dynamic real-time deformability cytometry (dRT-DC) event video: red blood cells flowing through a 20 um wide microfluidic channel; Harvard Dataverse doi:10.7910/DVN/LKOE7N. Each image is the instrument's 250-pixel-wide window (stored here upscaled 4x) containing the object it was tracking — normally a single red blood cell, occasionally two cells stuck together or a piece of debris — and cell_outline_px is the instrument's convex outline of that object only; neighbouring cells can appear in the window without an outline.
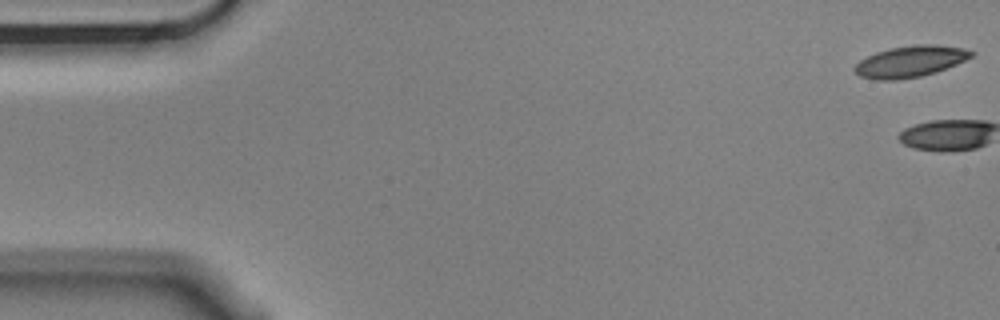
{"species": "Egyptian fruit bat (a non-hibernating species)", "species_latin": "Rousettus aegyptiacus", "temperature_condition": "cold", "stored_images_in_passage": 6, "camera_frame_rate_fps": 3000, "um_per_image_px": 0.085, "animal": {"sex": "male"}, "frame": {"image": 1, "passage_image": 1, "time_ms": 0.0, "image_size_px": [1000, 320], "cell_outline_px": [[976, 52], [972, 56], [956, 64], [936, 72], [920, 76], [896, 80], [876, 80], [860, 76], [852, 68], [860, 60], [876, 52], [888, 48], [916, 44], [936, 44], [964, 48]], "centroid_in_image_um": [77.37, 5.21], "position_along_channel_um": 7.6, "area_um2": 21.33}}
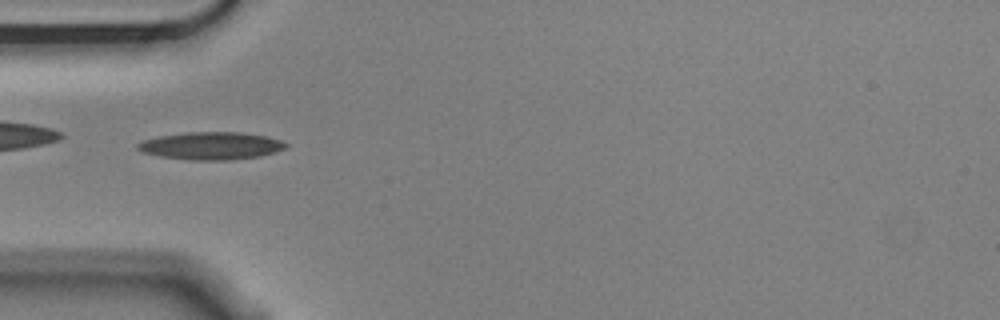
{"frame": {"image": 2, "passage_image": 6, "time_ms": 1.667, "image_size_px": [1000, 320], "cell_outline_px": [[288, 144], [284, 148], [276, 152], [260, 156], [228, 160], [192, 160], [160, 156], [144, 152], [136, 148], [136, 144], [140, 140], [160, 136], [188, 132], [240, 132], [268, 136], [280, 140]], "centroid_in_image_um": [17.94, 12.39], "position_along_channel_um": 67.1, "area_um2": 23.81}}